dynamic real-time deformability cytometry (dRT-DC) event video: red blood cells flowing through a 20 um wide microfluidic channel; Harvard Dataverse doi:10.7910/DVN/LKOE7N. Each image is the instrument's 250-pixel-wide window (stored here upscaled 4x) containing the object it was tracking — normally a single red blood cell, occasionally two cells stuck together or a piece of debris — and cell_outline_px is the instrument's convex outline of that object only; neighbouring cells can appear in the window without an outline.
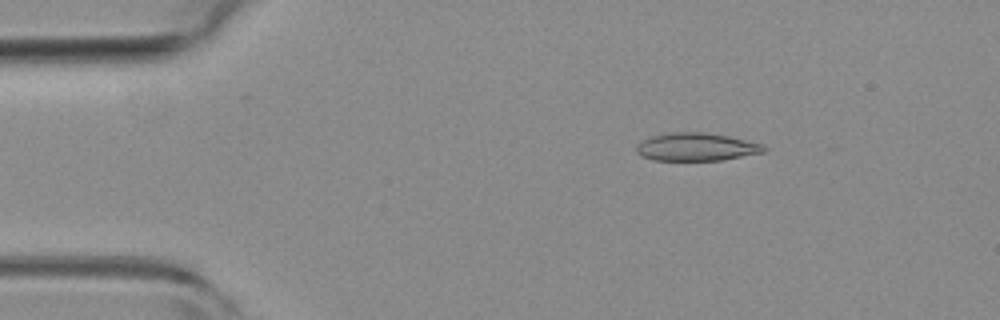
{"species": "common noctule bat (a hibernating species)", "species_latin": "Nyctalus noctula", "temperature_condition": "room temperature", "stored_images_in_passage": 3, "camera_frame_rate_fps": 3000, "um_per_image_px": 0.085, "animal": {"sex": "female", "body_mass_g": 19.3, "forearm_length_mm": 54.1}, "frame": {"image": 1, "passage_image": 1, "time_ms": 0.0, "image_size_px": [1000, 320], "cell_outline_px": [[768, 148], [764, 152], [724, 160], [652, 160], [640, 156], [636, 152], [636, 144], [652, 136], [668, 132], [704, 132], [728, 136], [764, 144]], "centroid_in_image_um": [59.19, 12.49], "position_along_channel_um": 25.8, "area_um2": 20.92}}
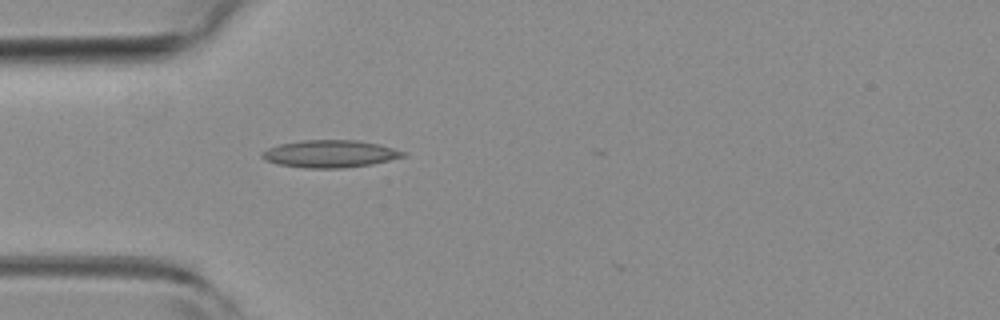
{"frame": {"image": 2, "passage_image": 3, "time_ms": 0.667, "image_size_px": [1000, 320], "cell_outline_px": [[408, 156], [372, 164], [344, 168], [304, 168], [280, 164], [268, 160], [260, 156], [268, 148], [280, 144], [300, 140], [360, 140], [380, 144], [408, 152]], "centroid_in_image_um": [28.15, 13.07], "position_along_channel_um": 56.9, "area_um2": 22.6}}